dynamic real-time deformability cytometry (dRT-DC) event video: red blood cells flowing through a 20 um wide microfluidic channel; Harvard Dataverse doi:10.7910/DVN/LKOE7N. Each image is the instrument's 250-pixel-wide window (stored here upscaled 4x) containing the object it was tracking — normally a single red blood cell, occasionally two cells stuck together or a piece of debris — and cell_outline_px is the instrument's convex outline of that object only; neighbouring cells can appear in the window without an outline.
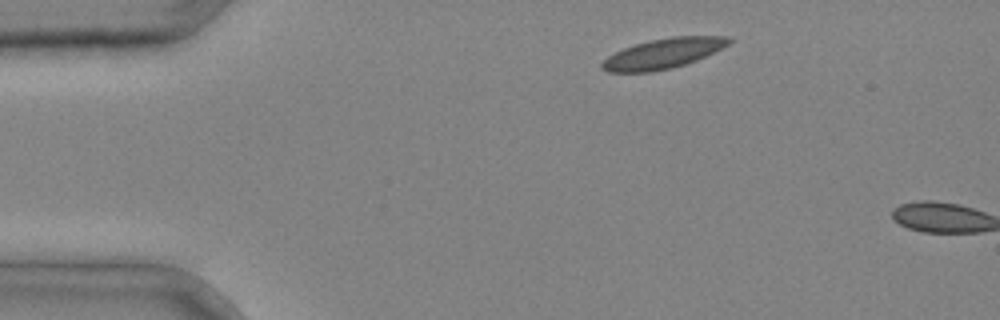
{"species": "common noctule bat (a hibernating species)", "species_latin": "Nyctalus noctula", "temperature_condition": "cold", "stored_images_in_passage": 2, "camera_frame_rate_fps": 3000, "um_per_image_px": 0.085, "animal": {"sex": "male", "body_mass_g": 20.4}, "frame": {"image": 1, "passage_image": 1, "time_ms": 0.0, "image_size_px": [1000, 320], "cell_outline_px": [[732, 40], [728, 44], [696, 60], [672, 68], [652, 72], [608, 72], [600, 68], [600, 64], [608, 56], [624, 48], [648, 40], [672, 36], [732, 36]], "centroid_in_image_um": [56.34, 4.54], "position_along_channel_um": 28.7, "area_um2": 22.08}}